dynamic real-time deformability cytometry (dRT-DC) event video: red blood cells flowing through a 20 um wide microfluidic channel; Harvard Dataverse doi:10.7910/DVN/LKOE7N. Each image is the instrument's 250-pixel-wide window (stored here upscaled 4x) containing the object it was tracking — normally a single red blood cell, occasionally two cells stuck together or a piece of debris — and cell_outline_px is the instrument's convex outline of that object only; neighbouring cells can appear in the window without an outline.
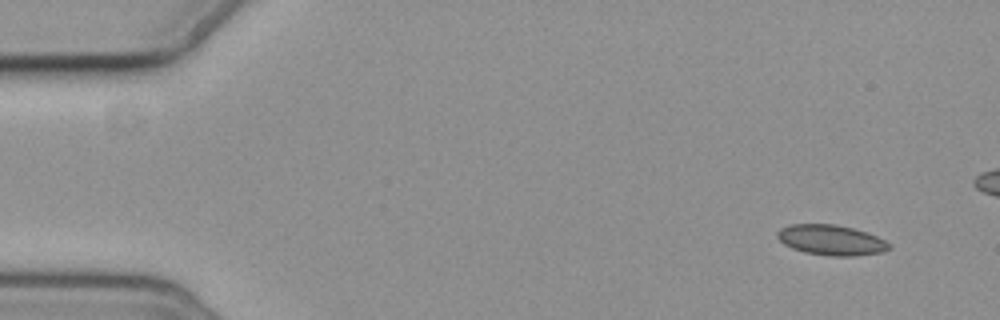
{"species": "common noctule bat (a hibernating species)", "species_latin": "Nyctalus noctula", "temperature_condition": "cold", "stored_images_in_passage": 5, "camera_frame_rate_fps": 3000, "um_per_image_px": 0.085, "animal": {"sex": "female", "body_mass_g": 19.3, "forearm_length_mm": 54.1}, "frame": {"image": 1, "passage_image": 1, "time_ms": 0.0, "image_size_px": [1000, 320], "cell_outline_px": [[892, 248], [880, 252], [856, 256], [828, 256], [804, 252], [792, 248], [784, 244], [776, 236], [776, 232], [780, 228], [792, 224], [832, 224], [852, 228], [868, 232], [892, 244]], "centroid_in_image_um": [70.65, 20.41], "position_along_channel_um": 14.4, "area_um2": 19.83}}
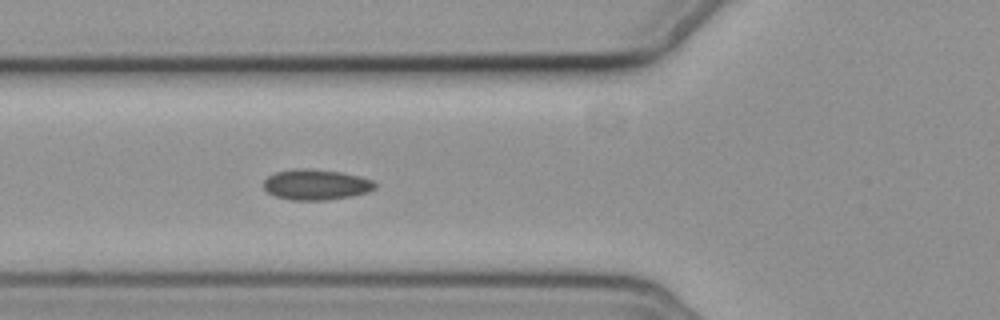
{"frame": {"image": 2, "passage_image": 5, "time_ms": 5.667, "image_size_px": [1000, 320], "cell_outline_px": [[376, 188], [368, 192], [352, 196], [324, 200], [292, 200], [276, 196], [268, 192], [264, 188], [264, 180], [268, 176], [276, 172], [292, 168], [308, 168], [340, 172], [360, 176], [372, 180], [376, 184]], "centroid_in_image_um": [26.86, 15.68], "position_along_channel_um": 98.9, "area_um2": 19.88}}